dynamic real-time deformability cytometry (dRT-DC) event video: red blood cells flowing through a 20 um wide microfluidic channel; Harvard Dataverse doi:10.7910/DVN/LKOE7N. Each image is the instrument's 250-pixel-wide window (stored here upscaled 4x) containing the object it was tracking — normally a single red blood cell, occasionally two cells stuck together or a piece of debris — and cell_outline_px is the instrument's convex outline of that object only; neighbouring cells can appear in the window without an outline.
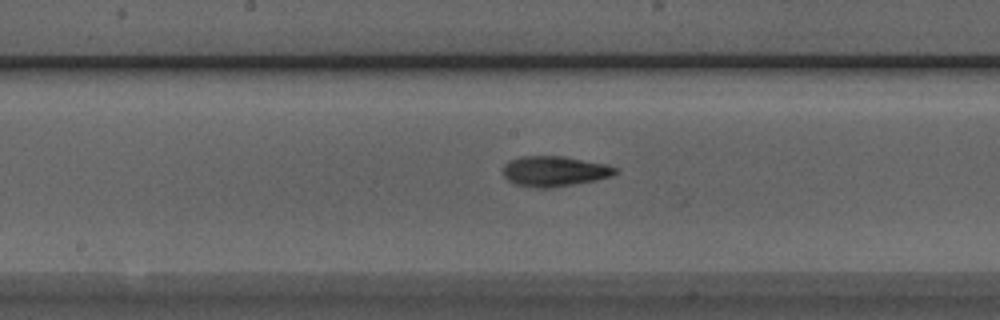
{"species": "Egyptian fruit bat (a non-hibernating species)", "species_latin": "Rousettus aegyptiacus", "temperature_condition": "room temperature", "stored_images_in_passage": 34, "camera_frame_rate_fps": 3000, "um_per_image_px": 0.085, "animal": {"sex": "male"}, "frame": {"image": 1, "passage_image": 19, "time_ms": 6.0, "image_size_px": [1000, 320], "cell_outline_px": [[620, 172], [612, 176], [596, 180], [552, 188], [532, 188], [512, 184], [504, 176], [504, 164], [508, 160], [520, 156], [564, 156], [608, 164], [616, 168]], "centroid_in_image_um": [47.13, 14.56], "position_along_channel_um": 201.1, "area_um2": 20.23}}
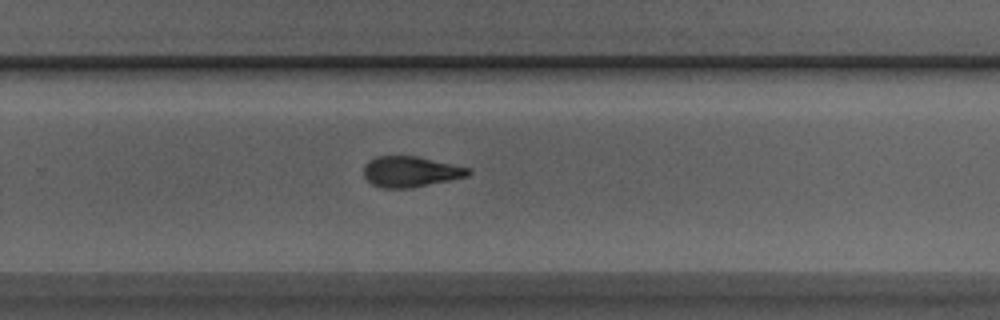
{"frame": {"image": 2, "passage_image": 26, "time_ms": 8.333, "image_size_px": [1000, 320], "cell_outline_px": [[472, 172], [468, 176], [412, 188], [380, 188], [372, 184], [364, 176], [364, 164], [368, 160], [376, 156], [416, 156], [472, 168]], "centroid_in_image_um": [34.9, 14.59], "position_along_channel_um": 294.9, "area_um2": 18.84}}
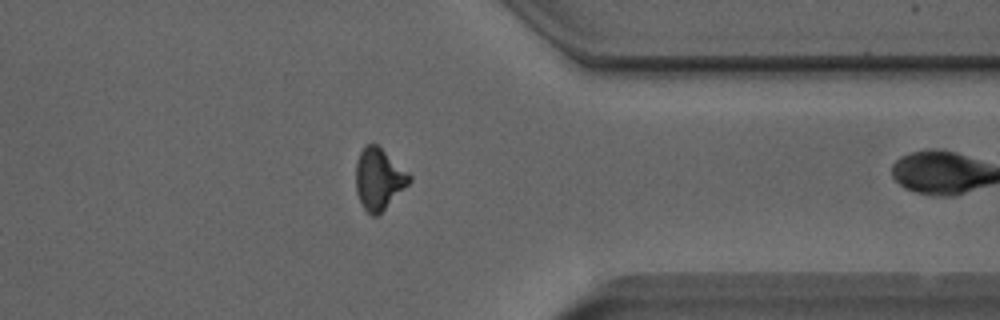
{"frame": {"image": 3, "passage_image": 33, "time_ms": 10.667, "image_size_px": [1000, 320], "cell_outline_px": [[412, 180], [376, 216], [372, 216], [364, 208], [356, 192], [356, 164], [360, 152], [364, 144], [376, 144], [408, 172], [412, 176]], "centroid_in_image_um": [32.18, 15.18], "position_along_channel_um": 379.2, "area_um2": 18.67}}